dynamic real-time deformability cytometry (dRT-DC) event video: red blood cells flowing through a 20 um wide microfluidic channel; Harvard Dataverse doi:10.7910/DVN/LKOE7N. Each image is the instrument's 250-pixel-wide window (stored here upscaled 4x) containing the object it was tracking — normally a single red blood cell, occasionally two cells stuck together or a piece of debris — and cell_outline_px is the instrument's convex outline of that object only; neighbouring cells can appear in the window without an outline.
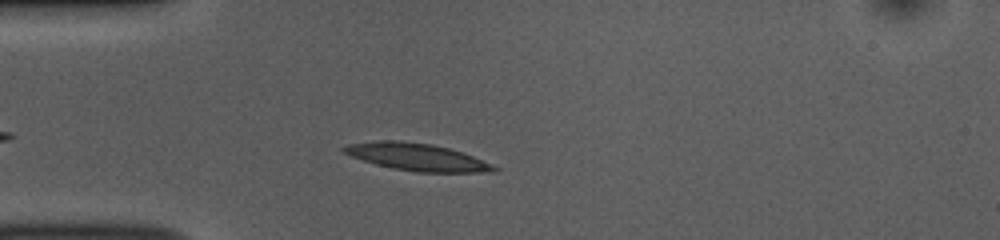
{"species": "common noctule bat (a hibernating species)", "species_latin": "Nyctalus noctula", "temperature_condition": "room temperature", "stored_images_in_passage": 38, "camera_frame_rate_fps": 3000, "um_per_image_px": 0.085, "animal": {"sex": "female", "body_mass_g": 10.0, "forearm_length_mm": 53.1}, "frame": {"image": 1, "passage_image": 8, "time_ms": 2.333, "image_size_px": [1000, 240], "cell_outline_px": [[492, 168], [464, 172], [432, 172], [400, 168], [380, 164], [356, 156], [348, 152], [344, 148], [360, 144], [424, 144], [444, 148], [468, 156]], "centroid_in_image_um": [35.45, 13.39], "position_along_channel_um": 49.6, "area_um2": 19.42}}
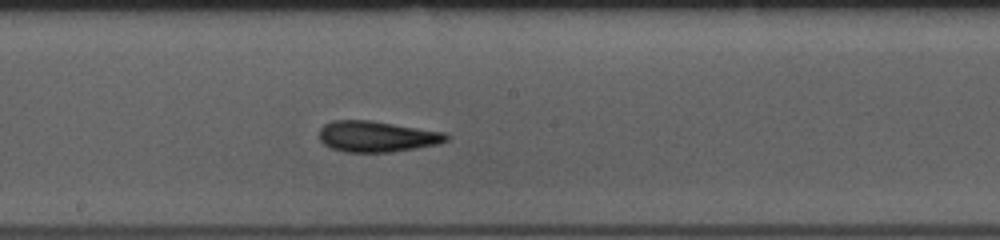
{"frame": {"image": 2, "passage_image": 22, "time_ms": 7.0, "image_size_px": [1000, 240], "cell_outline_px": [[444, 140], [428, 144], [404, 148], [376, 152], [360, 152], [336, 148], [328, 144], [320, 136], [320, 132], [328, 124], [344, 120], [356, 120], [384, 124], [436, 132], [444, 136]], "centroid_in_image_um": [31.88, 11.6], "position_along_channel_um": 216.3, "area_um2": 19.77}}
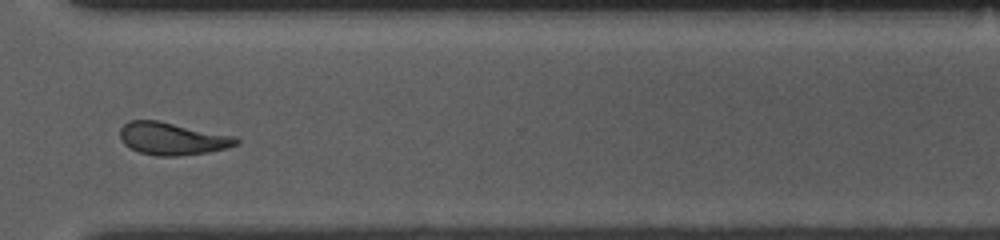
{"frame": {"image": 3, "passage_image": 33, "time_ms": 10.667, "image_size_px": [1000, 240], "cell_outline_px": [[236, 144], [220, 148], [200, 152], [144, 152], [132, 148], [120, 136], [120, 132], [124, 124], [132, 120], [152, 120], [236, 140]], "centroid_in_image_um": [14.41, 11.73], "position_along_channel_um": 356.2, "area_um2": 18.38}, "authors_computed_cell_mechanics": {"area_um2": 19.1029, "velocity_mm_per_s": 3.8186, "shape_relaxation_time_tau1_ms": 8.0761, "shape_relaxation_time_tau2_ms": 5.089, "deformation_change_tau1": 0.2404, "deformation_change_tau2": 0.1598}}